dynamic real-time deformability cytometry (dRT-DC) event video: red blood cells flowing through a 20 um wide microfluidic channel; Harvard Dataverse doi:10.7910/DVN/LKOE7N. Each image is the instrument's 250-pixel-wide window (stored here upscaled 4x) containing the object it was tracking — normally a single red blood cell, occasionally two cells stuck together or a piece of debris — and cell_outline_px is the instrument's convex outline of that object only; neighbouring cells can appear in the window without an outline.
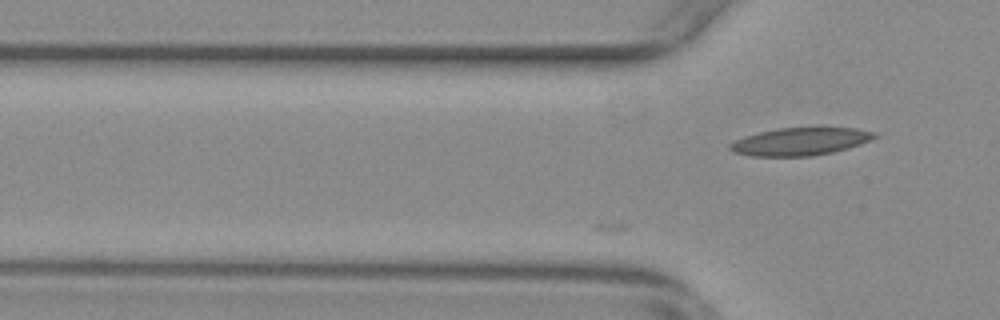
{"species": "common noctule bat (a hibernating species)", "species_latin": "Nyctalus noctula", "temperature_condition": "warm", "stored_images_in_passage": 17, "camera_frame_rate_fps": 3000, "um_per_image_px": 0.085, "animal": {"sex": "female", "body_mass_g": 29.2, "forearm_length_mm": 56.3}, "frame": {"image": 1, "passage_image": 17, "time_ms": 5.333, "image_size_px": [1000, 320], "cell_outline_px": [[880, 136], [860, 144], [848, 148], [832, 152], [812, 156], [752, 156], [732, 152], [728, 148], [728, 144], [732, 140], [744, 136], [776, 128], [816, 124], [820, 124], [856, 128], [876, 132]], "centroid_in_image_um": [68.06, 11.97], "position_along_channel_um": 57.7, "area_um2": 24.68}}